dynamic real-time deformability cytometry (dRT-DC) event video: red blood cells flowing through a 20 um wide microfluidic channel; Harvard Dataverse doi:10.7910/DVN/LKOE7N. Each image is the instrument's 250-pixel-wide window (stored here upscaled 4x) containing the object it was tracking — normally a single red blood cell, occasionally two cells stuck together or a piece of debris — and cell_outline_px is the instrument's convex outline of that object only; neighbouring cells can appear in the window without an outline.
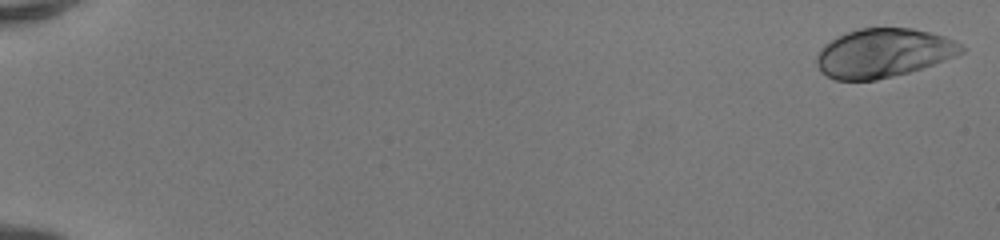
{"species": "human", "species_latin": "Homo sapiens", "temperature_condition": "room temperature", "stored_images_in_passage": 50, "camera_frame_rate_fps": 3000, "um_per_image_px": 0.085, "donor": {"sex": "female"}, "frame": {"image": 1, "passage_image": 1, "time_ms": 0.0, "image_size_px": [1000, 240], "cell_outline_px": [[968, 48], [964, 52], [932, 64], [908, 72], [876, 80], [836, 80], [820, 72], [816, 64], [816, 56], [820, 48], [824, 44], [848, 32], [860, 28], [912, 28], [944, 36]], "centroid_in_image_um": [75.06, 4.51], "position_along_channel_um": 9.9, "area_um2": 40.86}}
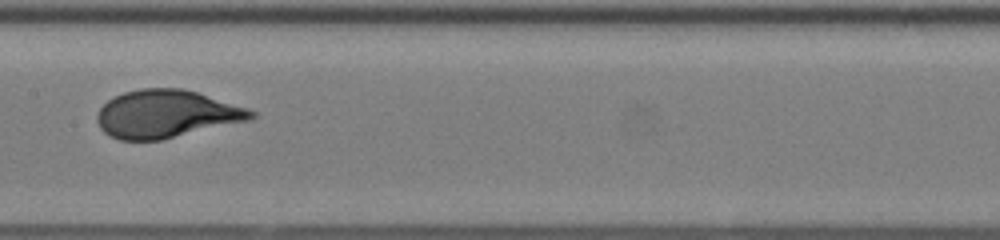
{"frame": {"image": 2, "passage_image": 28, "time_ms": 9.0, "image_size_px": [1000, 240], "cell_outline_px": [[256, 116], [252, 120], [160, 140], [120, 140], [104, 132], [100, 128], [96, 120], [96, 116], [100, 108], [108, 100], [124, 92], [140, 88], [180, 88], [196, 92], [248, 108], [256, 112]], "centroid_in_image_um": [14.15, 9.69], "position_along_channel_um": 193.2, "area_um2": 42.83}}
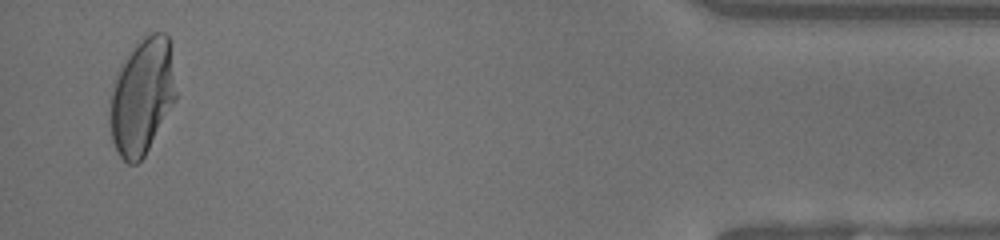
{"frame": {"image": 3, "passage_image": 49, "time_ms": 16.0, "image_size_px": [1000, 240], "cell_outline_px": [[176, 100], [144, 156], [136, 164], [128, 164], [120, 156], [112, 140], [108, 116], [112, 92], [116, 72], [144, 32], [164, 32], [168, 36], [172, 44], [176, 92]], "centroid_in_image_um": [12.09, 8.14], "position_along_channel_um": 423.1, "area_um2": 45.2}, "authors_computed_cell_mechanics": {"area_um2": 42.0784, "velocity_mm_per_s": 4.1825, "shape_relaxation_time_tau1_ms": 3.3068, "shape_relaxation_time_tau2_ms": null, "deformation_change_tau1": 0.1961, "deformation_change_tau2": null}}